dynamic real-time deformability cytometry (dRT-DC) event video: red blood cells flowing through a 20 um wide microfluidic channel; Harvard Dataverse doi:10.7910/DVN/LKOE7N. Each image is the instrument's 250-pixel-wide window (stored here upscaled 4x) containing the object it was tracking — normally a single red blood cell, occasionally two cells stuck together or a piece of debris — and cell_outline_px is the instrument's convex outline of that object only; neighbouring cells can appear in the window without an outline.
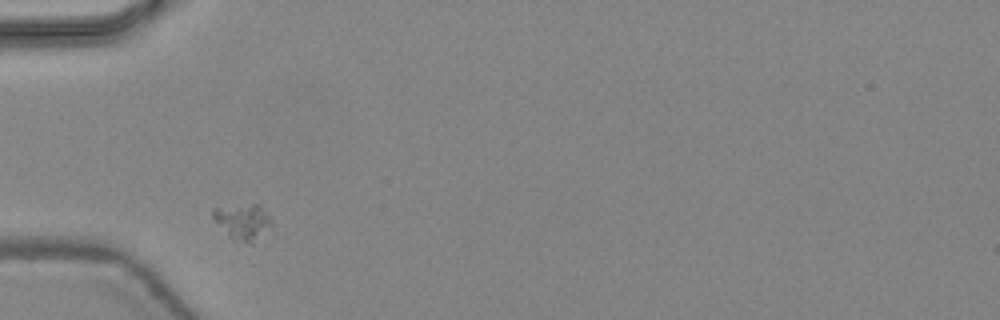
{"species": "common noctule bat (a hibernating species)", "species_latin": "Nyctalus noctula", "temperature_condition": "warm", "stored_images_in_passage": 2, "camera_frame_rate_fps": 3000, "um_per_image_px": 0.085, "animal": {"sex": "female", "body_mass_g": 24.6, "forearm_length_mm": 56.2}, "frame": {"image": 1, "passage_image": 1, "time_ms": 0.0, "image_size_px": [1000, 320], "cell_outline_px": [[272, 220], [252, 244], [232, 240], [212, 220], [212, 208], [256, 204], [260, 204]], "centroid_in_image_um": [20.55, 18.84], "position_along_channel_um": 64.4, "area_um2": 11.96}}
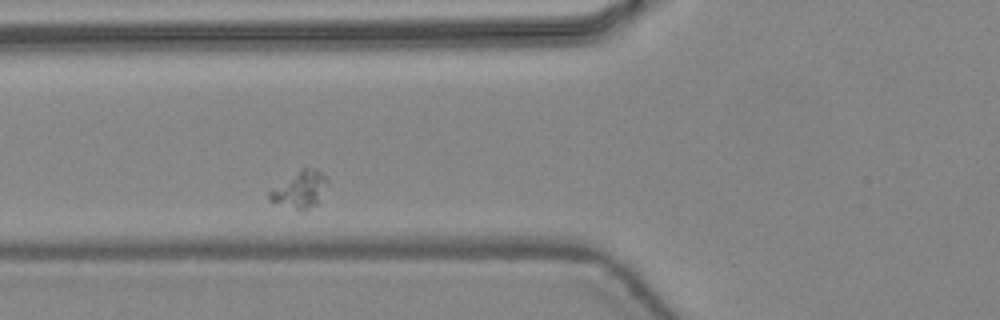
{"frame": {"image": 2, "passage_image": 2, "time_ms": 0.333, "image_size_px": [1000, 320], "cell_outline_px": [[328, 184], [320, 204], [304, 212], [300, 212], [268, 200], [268, 192], [272, 188], [300, 168], [316, 168], [328, 180]], "centroid_in_image_um": [25.52, 16.16], "position_along_channel_um": 100.3, "area_um2": 13.01}}